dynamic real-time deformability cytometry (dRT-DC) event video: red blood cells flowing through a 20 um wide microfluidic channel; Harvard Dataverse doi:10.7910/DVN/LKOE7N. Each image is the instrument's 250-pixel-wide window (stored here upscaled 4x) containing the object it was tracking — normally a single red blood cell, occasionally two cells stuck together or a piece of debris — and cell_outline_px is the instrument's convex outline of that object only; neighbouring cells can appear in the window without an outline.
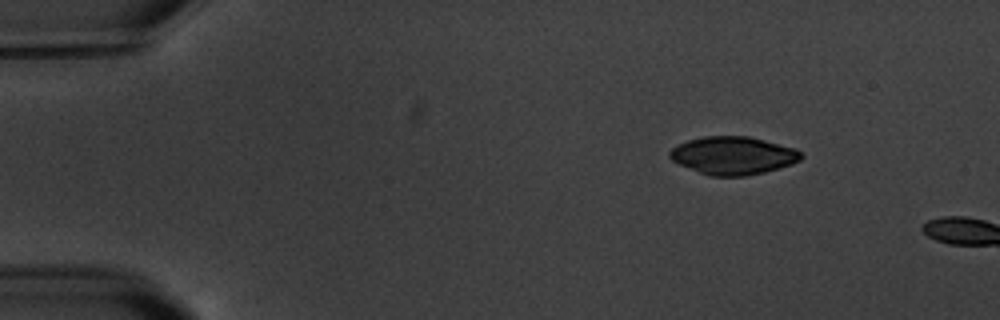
{"species": "common noctule bat (a hibernating species)", "species_latin": "Nyctalus noctula", "temperature_condition": "warm", "stored_images_in_passage": 2, "camera_frame_rate_fps": 3000, "um_per_image_px": 0.085, "animal": {"sex": "male", "body_mass_g": 20.1, "forearm_length_mm": 53.5}, "frame": {"image": 1, "passage_image": 1, "time_ms": 0.0, "image_size_px": [1000, 320], "cell_outline_px": [[804, 156], [800, 160], [792, 164], [764, 172], [744, 176], [708, 176], [680, 164], [672, 160], [668, 156], [668, 152], [672, 148], [688, 140], [704, 136], [748, 136], [796, 148], [804, 152]], "centroid_in_image_um": [62.34, 13.22], "position_along_channel_um": 22.7, "area_um2": 29.07}}